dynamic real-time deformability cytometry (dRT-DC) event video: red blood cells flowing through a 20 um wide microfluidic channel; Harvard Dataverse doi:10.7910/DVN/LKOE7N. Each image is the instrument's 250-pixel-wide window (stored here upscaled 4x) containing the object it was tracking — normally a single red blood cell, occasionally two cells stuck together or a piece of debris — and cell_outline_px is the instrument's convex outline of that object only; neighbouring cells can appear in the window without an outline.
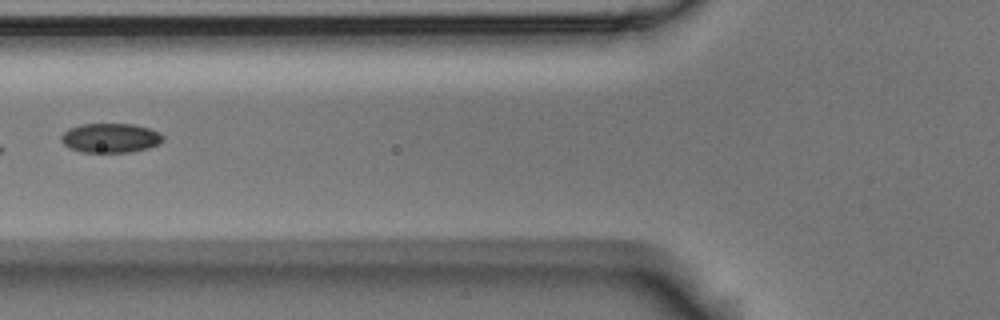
{"species": "Egyptian fruit bat (a non-hibernating species)", "species_latin": "Rousettus aegyptiacus", "temperature_condition": "room temperature", "stored_images_in_passage": 9, "camera_frame_rate_fps": 3000, "um_per_image_px": 0.085, "animal": {"sex": "male"}, "frame": {"image": 1, "passage_image": 6, "time_ms": 1.667, "image_size_px": [1000, 320], "cell_outline_px": [[164, 140], [160, 144], [148, 148], [132, 152], [84, 152], [68, 148], [60, 140], [60, 136], [68, 128], [80, 124], [136, 124], [160, 132], [164, 136]], "centroid_in_image_um": [9.4, 11.72], "position_along_channel_um": 116.4, "area_um2": 17.69}}
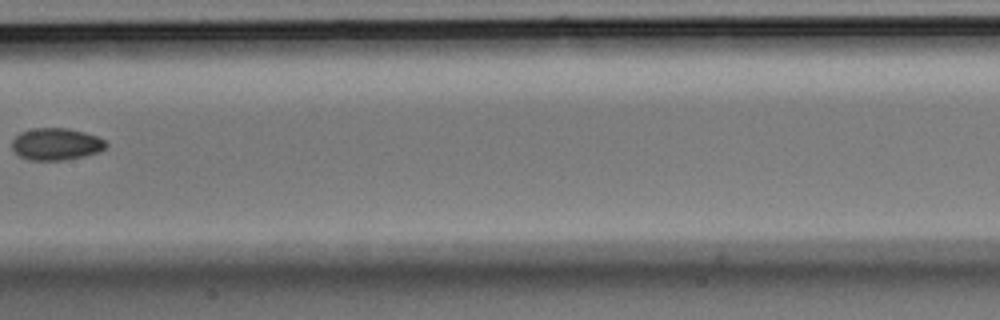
{"frame": {"image": 2, "passage_image": 8, "time_ms": 2.333, "image_size_px": [1000, 320], "cell_outline_px": [[108, 144], [104, 148], [96, 152], [64, 160], [28, 160], [20, 156], [12, 148], [12, 140], [20, 132], [32, 128], [68, 128], [84, 132], [96, 136], [104, 140]], "centroid_in_image_um": [4.73, 12.23], "position_along_channel_um": 202.7, "area_um2": 17.34}}
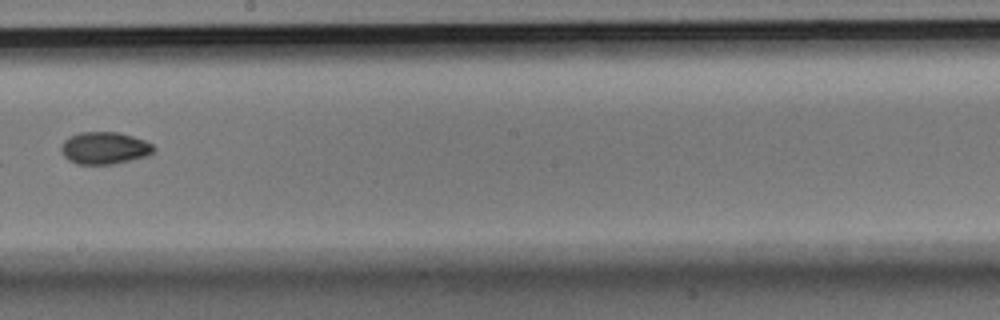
{"frame": {"image": 3, "passage_image": 9, "time_ms": 2.667, "image_size_px": [1000, 320], "cell_outline_px": [[156, 148], [148, 156], [112, 164], [76, 164], [68, 160], [64, 156], [60, 148], [64, 140], [68, 136], [80, 132], [120, 132], [144, 140], [152, 144]], "centroid_in_image_um": [8.87, 12.58], "position_along_channel_um": 239.3, "area_um2": 17.46}}